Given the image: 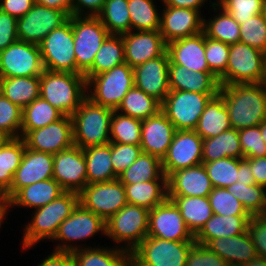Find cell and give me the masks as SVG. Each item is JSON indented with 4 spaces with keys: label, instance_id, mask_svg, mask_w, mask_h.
<instances>
[{
    "label": "cell",
    "instance_id": "1",
    "mask_svg": "<svg viewBox=\"0 0 266 266\" xmlns=\"http://www.w3.org/2000/svg\"><path fill=\"white\" fill-rule=\"evenodd\" d=\"M231 127L240 130L258 126L266 119V86L248 83L220 86Z\"/></svg>",
    "mask_w": 266,
    "mask_h": 266
},
{
    "label": "cell",
    "instance_id": "2",
    "mask_svg": "<svg viewBox=\"0 0 266 266\" xmlns=\"http://www.w3.org/2000/svg\"><path fill=\"white\" fill-rule=\"evenodd\" d=\"M86 86L83 74L44 69L40 76V97L64 116H71L87 97Z\"/></svg>",
    "mask_w": 266,
    "mask_h": 266
},
{
    "label": "cell",
    "instance_id": "3",
    "mask_svg": "<svg viewBox=\"0 0 266 266\" xmlns=\"http://www.w3.org/2000/svg\"><path fill=\"white\" fill-rule=\"evenodd\" d=\"M113 109L85 98L71 115L74 145L85 149L110 143V122Z\"/></svg>",
    "mask_w": 266,
    "mask_h": 266
},
{
    "label": "cell",
    "instance_id": "4",
    "mask_svg": "<svg viewBox=\"0 0 266 266\" xmlns=\"http://www.w3.org/2000/svg\"><path fill=\"white\" fill-rule=\"evenodd\" d=\"M78 204V193L64 192L49 204L37 208L32 221L25 227L23 249H29L43 239L53 240L60 224L72 214Z\"/></svg>",
    "mask_w": 266,
    "mask_h": 266
},
{
    "label": "cell",
    "instance_id": "5",
    "mask_svg": "<svg viewBox=\"0 0 266 266\" xmlns=\"http://www.w3.org/2000/svg\"><path fill=\"white\" fill-rule=\"evenodd\" d=\"M264 74L265 53L237 42L230 45L227 68L219 78V85L262 83Z\"/></svg>",
    "mask_w": 266,
    "mask_h": 266
},
{
    "label": "cell",
    "instance_id": "6",
    "mask_svg": "<svg viewBox=\"0 0 266 266\" xmlns=\"http://www.w3.org/2000/svg\"><path fill=\"white\" fill-rule=\"evenodd\" d=\"M86 87H93L87 98L92 102L116 110L124 96L134 86L133 68L128 63L92 76L86 80ZM93 85V86H92Z\"/></svg>",
    "mask_w": 266,
    "mask_h": 266
},
{
    "label": "cell",
    "instance_id": "7",
    "mask_svg": "<svg viewBox=\"0 0 266 266\" xmlns=\"http://www.w3.org/2000/svg\"><path fill=\"white\" fill-rule=\"evenodd\" d=\"M195 241H168L147 236L131 253L133 266H185Z\"/></svg>",
    "mask_w": 266,
    "mask_h": 266
},
{
    "label": "cell",
    "instance_id": "8",
    "mask_svg": "<svg viewBox=\"0 0 266 266\" xmlns=\"http://www.w3.org/2000/svg\"><path fill=\"white\" fill-rule=\"evenodd\" d=\"M76 74H85L93 65L94 58L109 35L98 17L72 16Z\"/></svg>",
    "mask_w": 266,
    "mask_h": 266
},
{
    "label": "cell",
    "instance_id": "9",
    "mask_svg": "<svg viewBox=\"0 0 266 266\" xmlns=\"http://www.w3.org/2000/svg\"><path fill=\"white\" fill-rule=\"evenodd\" d=\"M44 69L76 74L72 16L39 44Z\"/></svg>",
    "mask_w": 266,
    "mask_h": 266
},
{
    "label": "cell",
    "instance_id": "10",
    "mask_svg": "<svg viewBox=\"0 0 266 266\" xmlns=\"http://www.w3.org/2000/svg\"><path fill=\"white\" fill-rule=\"evenodd\" d=\"M149 210L127 204L105 222V235L114 242H127V251L132 252L148 233Z\"/></svg>",
    "mask_w": 266,
    "mask_h": 266
},
{
    "label": "cell",
    "instance_id": "11",
    "mask_svg": "<svg viewBox=\"0 0 266 266\" xmlns=\"http://www.w3.org/2000/svg\"><path fill=\"white\" fill-rule=\"evenodd\" d=\"M216 94L170 90L161 103V111L176 130H194L207 102Z\"/></svg>",
    "mask_w": 266,
    "mask_h": 266
},
{
    "label": "cell",
    "instance_id": "12",
    "mask_svg": "<svg viewBox=\"0 0 266 266\" xmlns=\"http://www.w3.org/2000/svg\"><path fill=\"white\" fill-rule=\"evenodd\" d=\"M79 203L105 222L128 204L124 184L118 178L87 184L79 193Z\"/></svg>",
    "mask_w": 266,
    "mask_h": 266
},
{
    "label": "cell",
    "instance_id": "13",
    "mask_svg": "<svg viewBox=\"0 0 266 266\" xmlns=\"http://www.w3.org/2000/svg\"><path fill=\"white\" fill-rule=\"evenodd\" d=\"M43 71L39 45L17 40L0 51V78L41 76Z\"/></svg>",
    "mask_w": 266,
    "mask_h": 266
},
{
    "label": "cell",
    "instance_id": "14",
    "mask_svg": "<svg viewBox=\"0 0 266 266\" xmlns=\"http://www.w3.org/2000/svg\"><path fill=\"white\" fill-rule=\"evenodd\" d=\"M147 236L168 241H195V236L188 229L179 208L168 198L149 210Z\"/></svg>",
    "mask_w": 266,
    "mask_h": 266
},
{
    "label": "cell",
    "instance_id": "15",
    "mask_svg": "<svg viewBox=\"0 0 266 266\" xmlns=\"http://www.w3.org/2000/svg\"><path fill=\"white\" fill-rule=\"evenodd\" d=\"M69 19L64 12L34 4L28 13L17 18V36L21 41L39 45L55 28Z\"/></svg>",
    "mask_w": 266,
    "mask_h": 266
},
{
    "label": "cell",
    "instance_id": "16",
    "mask_svg": "<svg viewBox=\"0 0 266 266\" xmlns=\"http://www.w3.org/2000/svg\"><path fill=\"white\" fill-rule=\"evenodd\" d=\"M99 231L105 234V221L92 211L85 209L79 203L72 214L60 224L54 240L66 242H63L65 244L57 245L55 251L72 253L73 251L79 250V246L67 245V241L83 240L92 237Z\"/></svg>",
    "mask_w": 266,
    "mask_h": 266
},
{
    "label": "cell",
    "instance_id": "17",
    "mask_svg": "<svg viewBox=\"0 0 266 266\" xmlns=\"http://www.w3.org/2000/svg\"><path fill=\"white\" fill-rule=\"evenodd\" d=\"M203 139L194 130H176L172 143L163 157L162 169L171 173L202 164Z\"/></svg>",
    "mask_w": 266,
    "mask_h": 266
},
{
    "label": "cell",
    "instance_id": "18",
    "mask_svg": "<svg viewBox=\"0 0 266 266\" xmlns=\"http://www.w3.org/2000/svg\"><path fill=\"white\" fill-rule=\"evenodd\" d=\"M87 169L83 149L73 145L53 154V179L65 192L80 193L87 185Z\"/></svg>",
    "mask_w": 266,
    "mask_h": 266
},
{
    "label": "cell",
    "instance_id": "19",
    "mask_svg": "<svg viewBox=\"0 0 266 266\" xmlns=\"http://www.w3.org/2000/svg\"><path fill=\"white\" fill-rule=\"evenodd\" d=\"M23 139L31 150L57 154L74 145L72 118L63 116L47 126L29 131Z\"/></svg>",
    "mask_w": 266,
    "mask_h": 266
},
{
    "label": "cell",
    "instance_id": "20",
    "mask_svg": "<svg viewBox=\"0 0 266 266\" xmlns=\"http://www.w3.org/2000/svg\"><path fill=\"white\" fill-rule=\"evenodd\" d=\"M53 178V154L25 148L10 189L4 194L10 200L21 188Z\"/></svg>",
    "mask_w": 266,
    "mask_h": 266
},
{
    "label": "cell",
    "instance_id": "21",
    "mask_svg": "<svg viewBox=\"0 0 266 266\" xmlns=\"http://www.w3.org/2000/svg\"><path fill=\"white\" fill-rule=\"evenodd\" d=\"M169 63L166 51L160 57L135 66L133 68L134 86L162 103L170 92Z\"/></svg>",
    "mask_w": 266,
    "mask_h": 266
},
{
    "label": "cell",
    "instance_id": "22",
    "mask_svg": "<svg viewBox=\"0 0 266 266\" xmlns=\"http://www.w3.org/2000/svg\"><path fill=\"white\" fill-rule=\"evenodd\" d=\"M163 9L159 32L166 44L203 31L204 19L199 10L169 6Z\"/></svg>",
    "mask_w": 266,
    "mask_h": 266
},
{
    "label": "cell",
    "instance_id": "23",
    "mask_svg": "<svg viewBox=\"0 0 266 266\" xmlns=\"http://www.w3.org/2000/svg\"><path fill=\"white\" fill-rule=\"evenodd\" d=\"M124 58L132 68L162 56L167 51V44L159 30L137 31L122 34Z\"/></svg>",
    "mask_w": 266,
    "mask_h": 266
},
{
    "label": "cell",
    "instance_id": "24",
    "mask_svg": "<svg viewBox=\"0 0 266 266\" xmlns=\"http://www.w3.org/2000/svg\"><path fill=\"white\" fill-rule=\"evenodd\" d=\"M176 128L160 110L156 115L142 120V152L163 159L172 143Z\"/></svg>",
    "mask_w": 266,
    "mask_h": 266
},
{
    "label": "cell",
    "instance_id": "25",
    "mask_svg": "<svg viewBox=\"0 0 266 266\" xmlns=\"http://www.w3.org/2000/svg\"><path fill=\"white\" fill-rule=\"evenodd\" d=\"M213 188L203 164L175 171L167 177V196L207 197Z\"/></svg>",
    "mask_w": 266,
    "mask_h": 266
},
{
    "label": "cell",
    "instance_id": "26",
    "mask_svg": "<svg viewBox=\"0 0 266 266\" xmlns=\"http://www.w3.org/2000/svg\"><path fill=\"white\" fill-rule=\"evenodd\" d=\"M169 64L183 65L189 70L211 72L205 58L204 31L167 44Z\"/></svg>",
    "mask_w": 266,
    "mask_h": 266
},
{
    "label": "cell",
    "instance_id": "27",
    "mask_svg": "<svg viewBox=\"0 0 266 266\" xmlns=\"http://www.w3.org/2000/svg\"><path fill=\"white\" fill-rule=\"evenodd\" d=\"M170 90L218 93L219 79L212 72L189 70L186 66L169 64Z\"/></svg>",
    "mask_w": 266,
    "mask_h": 266
},
{
    "label": "cell",
    "instance_id": "28",
    "mask_svg": "<svg viewBox=\"0 0 266 266\" xmlns=\"http://www.w3.org/2000/svg\"><path fill=\"white\" fill-rule=\"evenodd\" d=\"M205 246L219 255L229 266H241L257 257L248 231L234 237L212 239Z\"/></svg>",
    "mask_w": 266,
    "mask_h": 266
},
{
    "label": "cell",
    "instance_id": "29",
    "mask_svg": "<svg viewBox=\"0 0 266 266\" xmlns=\"http://www.w3.org/2000/svg\"><path fill=\"white\" fill-rule=\"evenodd\" d=\"M250 215L213 216L195 235V242L206 245L212 239L234 237L248 231Z\"/></svg>",
    "mask_w": 266,
    "mask_h": 266
},
{
    "label": "cell",
    "instance_id": "30",
    "mask_svg": "<svg viewBox=\"0 0 266 266\" xmlns=\"http://www.w3.org/2000/svg\"><path fill=\"white\" fill-rule=\"evenodd\" d=\"M231 128L228 109L218 92L207 102L194 131L202 139H208Z\"/></svg>",
    "mask_w": 266,
    "mask_h": 266
},
{
    "label": "cell",
    "instance_id": "31",
    "mask_svg": "<svg viewBox=\"0 0 266 266\" xmlns=\"http://www.w3.org/2000/svg\"><path fill=\"white\" fill-rule=\"evenodd\" d=\"M64 192L60 184L53 178L38 181L21 188L9 200V207L16 205L37 209L57 199Z\"/></svg>",
    "mask_w": 266,
    "mask_h": 266
},
{
    "label": "cell",
    "instance_id": "32",
    "mask_svg": "<svg viewBox=\"0 0 266 266\" xmlns=\"http://www.w3.org/2000/svg\"><path fill=\"white\" fill-rule=\"evenodd\" d=\"M71 253L74 266H133L130 251L122 248H83Z\"/></svg>",
    "mask_w": 266,
    "mask_h": 266
},
{
    "label": "cell",
    "instance_id": "33",
    "mask_svg": "<svg viewBox=\"0 0 266 266\" xmlns=\"http://www.w3.org/2000/svg\"><path fill=\"white\" fill-rule=\"evenodd\" d=\"M167 198L179 208L183 220L194 236L213 216L208 196H167Z\"/></svg>",
    "mask_w": 266,
    "mask_h": 266
},
{
    "label": "cell",
    "instance_id": "34",
    "mask_svg": "<svg viewBox=\"0 0 266 266\" xmlns=\"http://www.w3.org/2000/svg\"><path fill=\"white\" fill-rule=\"evenodd\" d=\"M225 157L243 159L239 130L231 128L217 136L203 139L202 162H212Z\"/></svg>",
    "mask_w": 266,
    "mask_h": 266
},
{
    "label": "cell",
    "instance_id": "35",
    "mask_svg": "<svg viewBox=\"0 0 266 266\" xmlns=\"http://www.w3.org/2000/svg\"><path fill=\"white\" fill-rule=\"evenodd\" d=\"M0 92L23 109L40 97V76L0 78Z\"/></svg>",
    "mask_w": 266,
    "mask_h": 266
},
{
    "label": "cell",
    "instance_id": "36",
    "mask_svg": "<svg viewBox=\"0 0 266 266\" xmlns=\"http://www.w3.org/2000/svg\"><path fill=\"white\" fill-rule=\"evenodd\" d=\"M87 184L107 182L117 179L111 163V142L106 145L92 146L83 149Z\"/></svg>",
    "mask_w": 266,
    "mask_h": 266
},
{
    "label": "cell",
    "instance_id": "37",
    "mask_svg": "<svg viewBox=\"0 0 266 266\" xmlns=\"http://www.w3.org/2000/svg\"><path fill=\"white\" fill-rule=\"evenodd\" d=\"M124 187L128 204L137 205L148 210H152L167 199V180L124 184Z\"/></svg>",
    "mask_w": 266,
    "mask_h": 266
},
{
    "label": "cell",
    "instance_id": "38",
    "mask_svg": "<svg viewBox=\"0 0 266 266\" xmlns=\"http://www.w3.org/2000/svg\"><path fill=\"white\" fill-rule=\"evenodd\" d=\"M125 63L122 35L109 34L95 55L92 67L84 74L85 79L106 72Z\"/></svg>",
    "mask_w": 266,
    "mask_h": 266
},
{
    "label": "cell",
    "instance_id": "39",
    "mask_svg": "<svg viewBox=\"0 0 266 266\" xmlns=\"http://www.w3.org/2000/svg\"><path fill=\"white\" fill-rule=\"evenodd\" d=\"M25 148V141L21 137L8 138L0 147V194L10 189Z\"/></svg>",
    "mask_w": 266,
    "mask_h": 266
},
{
    "label": "cell",
    "instance_id": "40",
    "mask_svg": "<svg viewBox=\"0 0 266 266\" xmlns=\"http://www.w3.org/2000/svg\"><path fill=\"white\" fill-rule=\"evenodd\" d=\"M118 179L123 184H135L151 180H167V176L163 172L161 159L142 152Z\"/></svg>",
    "mask_w": 266,
    "mask_h": 266
},
{
    "label": "cell",
    "instance_id": "41",
    "mask_svg": "<svg viewBox=\"0 0 266 266\" xmlns=\"http://www.w3.org/2000/svg\"><path fill=\"white\" fill-rule=\"evenodd\" d=\"M64 115L41 97L22 109V125L20 137L23 138L29 131L47 126L56 122ZM22 133V134H21Z\"/></svg>",
    "mask_w": 266,
    "mask_h": 266
},
{
    "label": "cell",
    "instance_id": "42",
    "mask_svg": "<svg viewBox=\"0 0 266 266\" xmlns=\"http://www.w3.org/2000/svg\"><path fill=\"white\" fill-rule=\"evenodd\" d=\"M161 110V103L141 89L133 86L124 96L116 109L124 115L140 120L156 115Z\"/></svg>",
    "mask_w": 266,
    "mask_h": 266
},
{
    "label": "cell",
    "instance_id": "43",
    "mask_svg": "<svg viewBox=\"0 0 266 266\" xmlns=\"http://www.w3.org/2000/svg\"><path fill=\"white\" fill-rule=\"evenodd\" d=\"M222 10L212 20L204 19L203 31L207 37L222 41L226 44H235L240 41V24L220 6H213L214 11Z\"/></svg>",
    "mask_w": 266,
    "mask_h": 266
},
{
    "label": "cell",
    "instance_id": "44",
    "mask_svg": "<svg viewBox=\"0 0 266 266\" xmlns=\"http://www.w3.org/2000/svg\"><path fill=\"white\" fill-rule=\"evenodd\" d=\"M97 17L109 34L122 35L131 31L128 0H105L104 8Z\"/></svg>",
    "mask_w": 266,
    "mask_h": 266
},
{
    "label": "cell",
    "instance_id": "45",
    "mask_svg": "<svg viewBox=\"0 0 266 266\" xmlns=\"http://www.w3.org/2000/svg\"><path fill=\"white\" fill-rule=\"evenodd\" d=\"M141 125L142 120L114 110L110 122V142L140 145Z\"/></svg>",
    "mask_w": 266,
    "mask_h": 266
},
{
    "label": "cell",
    "instance_id": "46",
    "mask_svg": "<svg viewBox=\"0 0 266 266\" xmlns=\"http://www.w3.org/2000/svg\"><path fill=\"white\" fill-rule=\"evenodd\" d=\"M227 190L238 199L250 216L264 215L266 210V188L257 184L236 182Z\"/></svg>",
    "mask_w": 266,
    "mask_h": 266
},
{
    "label": "cell",
    "instance_id": "47",
    "mask_svg": "<svg viewBox=\"0 0 266 266\" xmlns=\"http://www.w3.org/2000/svg\"><path fill=\"white\" fill-rule=\"evenodd\" d=\"M152 1L153 0H128L131 31L159 30L161 16Z\"/></svg>",
    "mask_w": 266,
    "mask_h": 266
},
{
    "label": "cell",
    "instance_id": "48",
    "mask_svg": "<svg viewBox=\"0 0 266 266\" xmlns=\"http://www.w3.org/2000/svg\"><path fill=\"white\" fill-rule=\"evenodd\" d=\"M214 188H227L237 182L239 176L237 158H221L212 162H202Z\"/></svg>",
    "mask_w": 266,
    "mask_h": 266
},
{
    "label": "cell",
    "instance_id": "49",
    "mask_svg": "<svg viewBox=\"0 0 266 266\" xmlns=\"http://www.w3.org/2000/svg\"><path fill=\"white\" fill-rule=\"evenodd\" d=\"M266 53V19L262 13L240 24V41Z\"/></svg>",
    "mask_w": 266,
    "mask_h": 266
},
{
    "label": "cell",
    "instance_id": "50",
    "mask_svg": "<svg viewBox=\"0 0 266 266\" xmlns=\"http://www.w3.org/2000/svg\"><path fill=\"white\" fill-rule=\"evenodd\" d=\"M208 198L213 214L221 216L249 215L241 202L227 188H213Z\"/></svg>",
    "mask_w": 266,
    "mask_h": 266
},
{
    "label": "cell",
    "instance_id": "51",
    "mask_svg": "<svg viewBox=\"0 0 266 266\" xmlns=\"http://www.w3.org/2000/svg\"><path fill=\"white\" fill-rule=\"evenodd\" d=\"M22 125V109L0 92V131L9 138H19Z\"/></svg>",
    "mask_w": 266,
    "mask_h": 266
},
{
    "label": "cell",
    "instance_id": "52",
    "mask_svg": "<svg viewBox=\"0 0 266 266\" xmlns=\"http://www.w3.org/2000/svg\"><path fill=\"white\" fill-rule=\"evenodd\" d=\"M230 45L214 40L205 34V58L209 70L219 79L226 71Z\"/></svg>",
    "mask_w": 266,
    "mask_h": 266
},
{
    "label": "cell",
    "instance_id": "53",
    "mask_svg": "<svg viewBox=\"0 0 266 266\" xmlns=\"http://www.w3.org/2000/svg\"><path fill=\"white\" fill-rule=\"evenodd\" d=\"M239 139L243 159L266 156V143L261 136L259 126L240 129Z\"/></svg>",
    "mask_w": 266,
    "mask_h": 266
},
{
    "label": "cell",
    "instance_id": "54",
    "mask_svg": "<svg viewBox=\"0 0 266 266\" xmlns=\"http://www.w3.org/2000/svg\"><path fill=\"white\" fill-rule=\"evenodd\" d=\"M141 153L140 145L111 143V163L114 174L119 177Z\"/></svg>",
    "mask_w": 266,
    "mask_h": 266
},
{
    "label": "cell",
    "instance_id": "55",
    "mask_svg": "<svg viewBox=\"0 0 266 266\" xmlns=\"http://www.w3.org/2000/svg\"><path fill=\"white\" fill-rule=\"evenodd\" d=\"M264 0H224L219 6L239 24L262 13Z\"/></svg>",
    "mask_w": 266,
    "mask_h": 266
},
{
    "label": "cell",
    "instance_id": "56",
    "mask_svg": "<svg viewBox=\"0 0 266 266\" xmlns=\"http://www.w3.org/2000/svg\"><path fill=\"white\" fill-rule=\"evenodd\" d=\"M185 266H229L207 246L196 243L188 254Z\"/></svg>",
    "mask_w": 266,
    "mask_h": 266
},
{
    "label": "cell",
    "instance_id": "57",
    "mask_svg": "<svg viewBox=\"0 0 266 266\" xmlns=\"http://www.w3.org/2000/svg\"><path fill=\"white\" fill-rule=\"evenodd\" d=\"M248 233L255 246L257 256L266 258V216H251Z\"/></svg>",
    "mask_w": 266,
    "mask_h": 266
},
{
    "label": "cell",
    "instance_id": "58",
    "mask_svg": "<svg viewBox=\"0 0 266 266\" xmlns=\"http://www.w3.org/2000/svg\"><path fill=\"white\" fill-rule=\"evenodd\" d=\"M16 26L17 18L0 10V51L19 40Z\"/></svg>",
    "mask_w": 266,
    "mask_h": 266
},
{
    "label": "cell",
    "instance_id": "59",
    "mask_svg": "<svg viewBox=\"0 0 266 266\" xmlns=\"http://www.w3.org/2000/svg\"><path fill=\"white\" fill-rule=\"evenodd\" d=\"M105 0H73L72 16H92L97 17L103 10ZM89 10L84 12L85 10ZM84 12V14H83ZM89 12V13H88Z\"/></svg>",
    "mask_w": 266,
    "mask_h": 266
},
{
    "label": "cell",
    "instance_id": "60",
    "mask_svg": "<svg viewBox=\"0 0 266 266\" xmlns=\"http://www.w3.org/2000/svg\"><path fill=\"white\" fill-rule=\"evenodd\" d=\"M0 10L11 16L20 18L28 13L35 0H0Z\"/></svg>",
    "mask_w": 266,
    "mask_h": 266
},
{
    "label": "cell",
    "instance_id": "61",
    "mask_svg": "<svg viewBox=\"0 0 266 266\" xmlns=\"http://www.w3.org/2000/svg\"><path fill=\"white\" fill-rule=\"evenodd\" d=\"M245 160L250 164L255 183L266 188V156Z\"/></svg>",
    "mask_w": 266,
    "mask_h": 266
},
{
    "label": "cell",
    "instance_id": "62",
    "mask_svg": "<svg viewBox=\"0 0 266 266\" xmlns=\"http://www.w3.org/2000/svg\"><path fill=\"white\" fill-rule=\"evenodd\" d=\"M37 266H74V261L70 252L54 251Z\"/></svg>",
    "mask_w": 266,
    "mask_h": 266
},
{
    "label": "cell",
    "instance_id": "63",
    "mask_svg": "<svg viewBox=\"0 0 266 266\" xmlns=\"http://www.w3.org/2000/svg\"><path fill=\"white\" fill-rule=\"evenodd\" d=\"M35 3L48 8L64 11L69 17L72 16L73 0H35Z\"/></svg>",
    "mask_w": 266,
    "mask_h": 266
},
{
    "label": "cell",
    "instance_id": "64",
    "mask_svg": "<svg viewBox=\"0 0 266 266\" xmlns=\"http://www.w3.org/2000/svg\"><path fill=\"white\" fill-rule=\"evenodd\" d=\"M238 171L237 182L247 183V185L256 184L250 164L245 159H238Z\"/></svg>",
    "mask_w": 266,
    "mask_h": 266
},
{
    "label": "cell",
    "instance_id": "65",
    "mask_svg": "<svg viewBox=\"0 0 266 266\" xmlns=\"http://www.w3.org/2000/svg\"><path fill=\"white\" fill-rule=\"evenodd\" d=\"M164 6L200 10L206 0H161Z\"/></svg>",
    "mask_w": 266,
    "mask_h": 266
},
{
    "label": "cell",
    "instance_id": "66",
    "mask_svg": "<svg viewBox=\"0 0 266 266\" xmlns=\"http://www.w3.org/2000/svg\"><path fill=\"white\" fill-rule=\"evenodd\" d=\"M9 208V200L4 194H0V226L4 216L7 214V209Z\"/></svg>",
    "mask_w": 266,
    "mask_h": 266
},
{
    "label": "cell",
    "instance_id": "67",
    "mask_svg": "<svg viewBox=\"0 0 266 266\" xmlns=\"http://www.w3.org/2000/svg\"><path fill=\"white\" fill-rule=\"evenodd\" d=\"M241 266H266V258L257 256L256 258L242 264Z\"/></svg>",
    "mask_w": 266,
    "mask_h": 266
},
{
    "label": "cell",
    "instance_id": "68",
    "mask_svg": "<svg viewBox=\"0 0 266 266\" xmlns=\"http://www.w3.org/2000/svg\"><path fill=\"white\" fill-rule=\"evenodd\" d=\"M261 136L266 143V119H264L259 125Z\"/></svg>",
    "mask_w": 266,
    "mask_h": 266
},
{
    "label": "cell",
    "instance_id": "69",
    "mask_svg": "<svg viewBox=\"0 0 266 266\" xmlns=\"http://www.w3.org/2000/svg\"><path fill=\"white\" fill-rule=\"evenodd\" d=\"M9 137L6 136L2 131H0V147L3 145V143L8 139Z\"/></svg>",
    "mask_w": 266,
    "mask_h": 266
},
{
    "label": "cell",
    "instance_id": "70",
    "mask_svg": "<svg viewBox=\"0 0 266 266\" xmlns=\"http://www.w3.org/2000/svg\"><path fill=\"white\" fill-rule=\"evenodd\" d=\"M262 15L266 19V0L263 1Z\"/></svg>",
    "mask_w": 266,
    "mask_h": 266
},
{
    "label": "cell",
    "instance_id": "71",
    "mask_svg": "<svg viewBox=\"0 0 266 266\" xmlns=\"http://www.w3.org/2000/svg\"><path fill=\"white\" fill-rule=\"evenodd\" d=\"M262 83L266 86V53H265V74H264V79Z\"/></svg>",
    "mask_w": 266,
    "mask_h": 266
},
{
    "label": "cell",
    "instance_id": "72",
    "mask_svg": "<svg viewBox=\"0 0 266 266\" xmlns=\"http://www.w3.org/2000/svg\"><path fill=\"white\" fill-rule=\"evenodd\" d=\"M224 0H218L217 3H212V6H219Z\"/></svg>",
    "mask_w": 266,
    "mask_h": 266
}]
</instances>
